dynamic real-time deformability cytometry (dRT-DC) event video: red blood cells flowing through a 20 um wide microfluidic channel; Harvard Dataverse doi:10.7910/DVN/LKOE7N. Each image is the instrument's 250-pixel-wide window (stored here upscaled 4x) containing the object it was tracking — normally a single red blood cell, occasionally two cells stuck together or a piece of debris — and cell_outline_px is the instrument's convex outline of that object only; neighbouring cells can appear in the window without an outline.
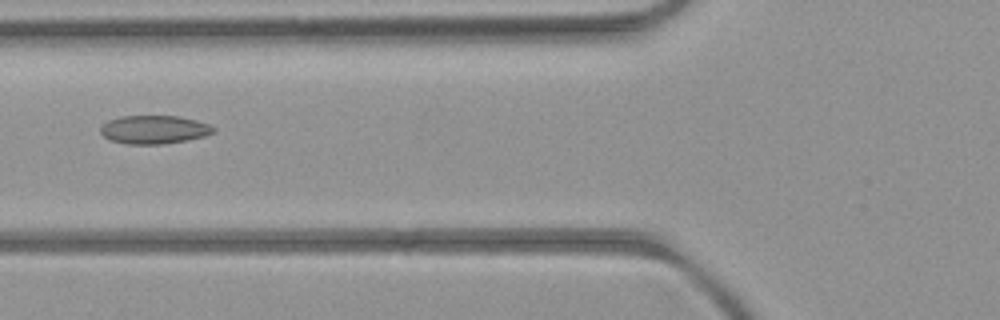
{"species": "common noctule bat (a hibernating species)", "species_latin": "Nyctalus noctula", "temperature_condition": "room temperature", "stored_images_in_passage": 2, "camera_frame_rate_fps": 3000, "um_per_image_px": 0.085, "animal": {"sex": "female", "body_mass_g": 21.9}, "frame": {"image": 1, "passage_image": 2, "time_ms": 1.0, "image_size_px": [1000, 320], "cell_outline_px": [[216, 132], [204, 136], [188, 140], [160, 144], [128, 144], [108, 140], [100, 132], [100, 128], [108, 120], [120, 116], [176, 116], [196, 120], [208, 124], [216, 128]], "centroid_in_image_um": [13.1, 11.02], "position_along_channel_um": 112.7, "area_um2": 18.73}}